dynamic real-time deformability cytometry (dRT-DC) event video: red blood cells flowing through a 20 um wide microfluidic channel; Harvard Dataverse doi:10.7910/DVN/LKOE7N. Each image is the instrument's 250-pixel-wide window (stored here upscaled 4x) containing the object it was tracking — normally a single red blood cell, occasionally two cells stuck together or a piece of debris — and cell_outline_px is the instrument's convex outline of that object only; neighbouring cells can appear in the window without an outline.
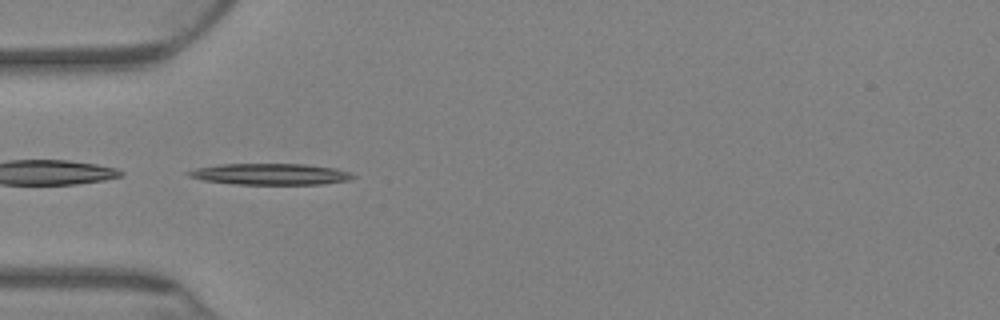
{"species": "Egyptian fruit bat (a non-hibernating species)", "species_latin": "Rousettus aegyptiacus", "temperature_condition": "warm", "stored_images_in_passage": 52, "camera_frame_rate_fps": 3000, "um_per_image_px": 0.085, "animal": {"sex": "female"}, "frame": {"image": 1, "passage_image": 1, "time_ms": 0.0, "image_size_px": [1000, 320], "cell_outline_px": [[356, 176], [348, 180], [320, 184], [236, 184], [204, 180], [188, 176], [184, 172], [196, 168], [220, 164], [304, 164], [336, 168], [348, 172]], "centroid_in_image_um": [22.95, 14.79], "position_along_channel_um": 62.1, "area_um2": 20.23}}
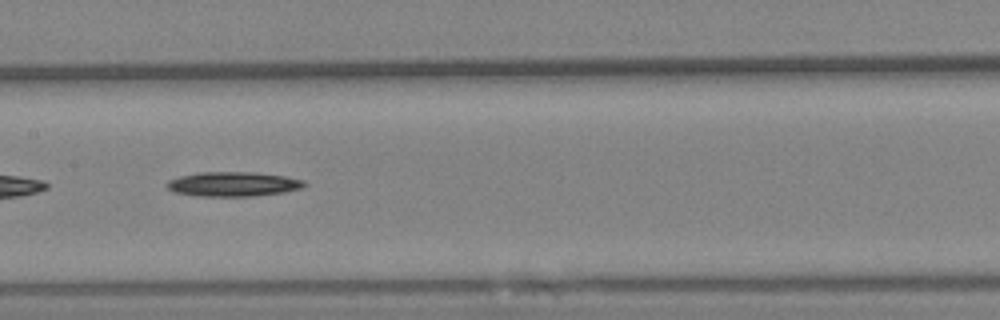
{"frame": {"image": 2, "passage_image": 15, "time_ms": 4.667, "image_size_px": [1000, 320], "cell_outline_px": [[304, 184], [300, 188], [284, 192], [252, 196], [196, 196], [176, 192], [168, 188], [164, 184], [168, 180], [180, 176], [200, 172], [252, 172], [284, 176], [304, 180]], "centroid_in_image_um": [19.76, 15.64], "position_along_channel_um": 187.6, "area_um2": 19.48}}
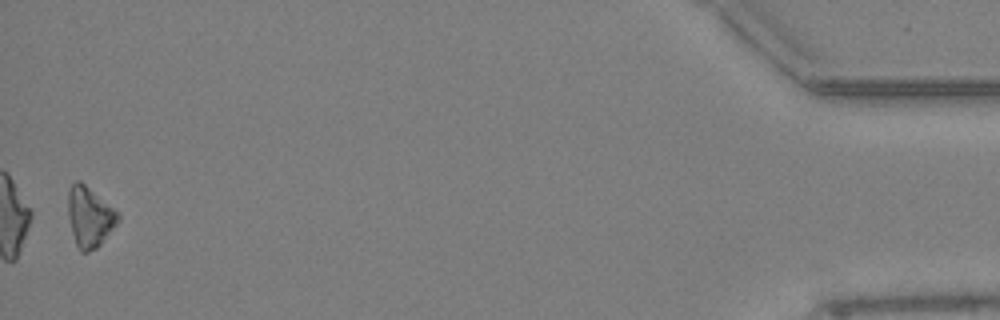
{"frame": {"image": 3, "passage_image": 51, "time_ms": 16.667, "image_size_px": [1000, 320], "cell_outline_px": [[120, 220], [100, 244], [96, 248], [88, 252], [80, 252], [76, 244], [72, 232], [68, 216], [68, 188], [76, 180], [80, 180], [112, 208], [120, 216]], "centroid_in_image_um": [7.58, 18.44], "position_along_channel_um": 427.6, "area_um2": 17.22}, "authors_computed_cell_mechanics": {"area_um2": 17.9469, "velocity_mm_per_s": 2.7454, "shape_relaxation_time_tau1_ms": 5.6513, "shape_relaxation_time_tau2_ms": null, "deformation_change_tau1": 0.1359, "deformation_change_tau2": null}}